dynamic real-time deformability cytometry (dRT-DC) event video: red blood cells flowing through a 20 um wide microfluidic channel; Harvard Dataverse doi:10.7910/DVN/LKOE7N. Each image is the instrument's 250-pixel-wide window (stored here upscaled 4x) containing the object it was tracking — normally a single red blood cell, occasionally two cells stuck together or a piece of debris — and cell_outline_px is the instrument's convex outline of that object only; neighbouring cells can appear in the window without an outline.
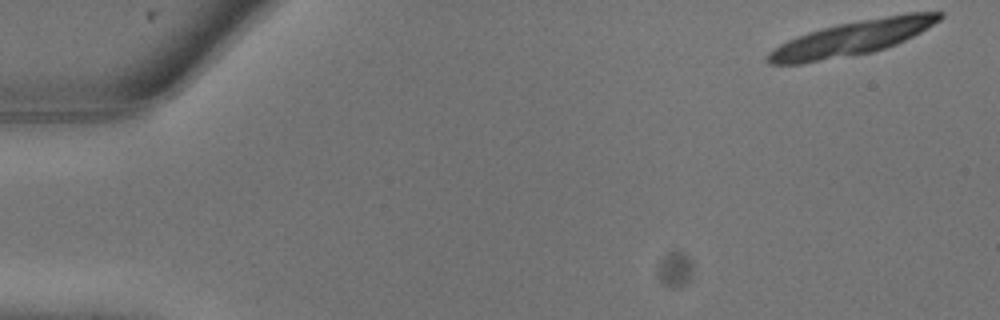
{"species": "common noctule bat (a hibernating species)", "species_latin": "Nyctalus noctula", "temperature_condition": "warm", "stored_images_in_passage": 6, "camera_frame_rate_fps": 3000, "um_per_image_px": 0.085, "animal": {"sex": "male", "body_mass_g": 13.3}, "frame": {"image": 1, "passage_image": 1, "time_ms": 0.0, "image_size_px": [1000, 320], "cell_outline_px": [[944, 16], [940, 20], [920, 32], [896, 44], [872, 52], [852, 56], [804, 64], [768, 64], [764, 60], [764, 56], [768, 52], [780, 44], [796, 36], [808, 32], [836, 24], [908, 12], [944, 12]], "centroid_in_image_um": [72.36, 3.26], "position_along_channel_um": 12.6, "area_um2": 34.8}}